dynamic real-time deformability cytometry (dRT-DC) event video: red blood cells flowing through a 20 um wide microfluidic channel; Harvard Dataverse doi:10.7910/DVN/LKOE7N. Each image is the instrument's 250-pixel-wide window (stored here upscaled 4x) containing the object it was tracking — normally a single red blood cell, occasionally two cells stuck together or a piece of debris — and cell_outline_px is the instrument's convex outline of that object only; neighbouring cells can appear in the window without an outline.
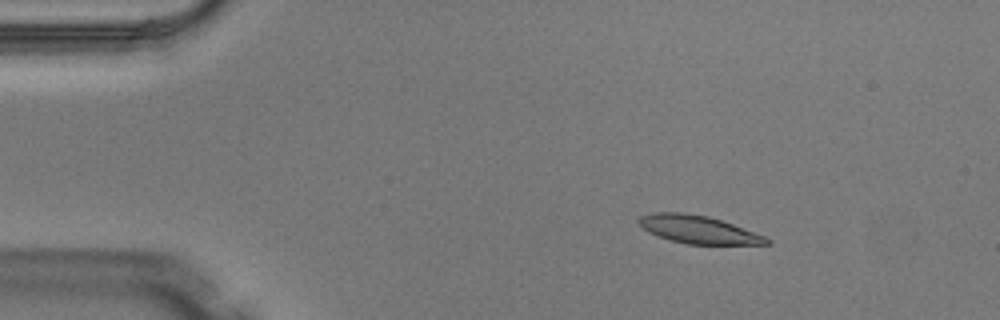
{"species": "Egyptian fruit bat (a non-hibernating species)", "species_latin": "Rousettus aegyptiacus", "temperature_condition": "warm", "stored_images_in_passage": 5, "segment_of_instrument_passage": [1, 2], "camera_frame_rate_fps": 3000, "um_per_image_px": 0.085, "animal": {"sex": "male"}, "frame": {"image": 1, "passage_image": 3, "time_ms": 0.667, "image_size_px": [1000, 320], "cell_outline_px": [[772, 244], [688, 244], [672, 240], [648, 232], [636, 220], [640, 216], [656, 212], [684, 212], [708, 216], [732, 224], [764, 236], [772, 240]], "centroid_in_image_um": [59.35, 19.5], "position_along_channel_um": 25.6, "area_um2": 20.46}}